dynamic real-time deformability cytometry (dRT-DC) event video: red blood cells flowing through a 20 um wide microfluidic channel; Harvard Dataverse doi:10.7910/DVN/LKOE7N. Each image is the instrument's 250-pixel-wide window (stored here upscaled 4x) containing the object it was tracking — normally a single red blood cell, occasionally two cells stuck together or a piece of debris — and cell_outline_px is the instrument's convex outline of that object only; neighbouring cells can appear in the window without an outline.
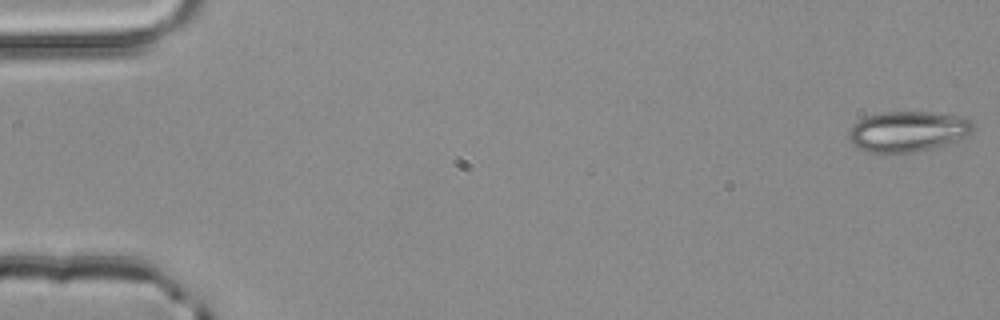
{"species": "common noctule bat (a hibernating species)", "species_latin": "Nyctalus noctula", "temperature_condition": "room temperature", "stored_images_in_passage": 5, "segment_of_instrument_passage": [1, 2], "camera_frame_rate_fps": 3000, "um_per_image_px": 0.085, "animal": {"sex": "male", "body_mass_g": 20.4}, "frame": {"image": 1, "passage_image": 1, "time_ms": 0.0, "image_size_px": [1000, 320], "cell_outline_px": [[976, 124], [972, 132], [968, 136], [932, 148], [912, 152], [884, 156], [868, 152], [856, 148], [852, 144], [848, 136], [848, 132], [852, 124], [868, 116], [884, 112], [928, 112], [960, 116]], "centroid_in_image_um": [77.11, 11.21], "position_along_channel_um": 7.9, "area_um2": 29.82}}